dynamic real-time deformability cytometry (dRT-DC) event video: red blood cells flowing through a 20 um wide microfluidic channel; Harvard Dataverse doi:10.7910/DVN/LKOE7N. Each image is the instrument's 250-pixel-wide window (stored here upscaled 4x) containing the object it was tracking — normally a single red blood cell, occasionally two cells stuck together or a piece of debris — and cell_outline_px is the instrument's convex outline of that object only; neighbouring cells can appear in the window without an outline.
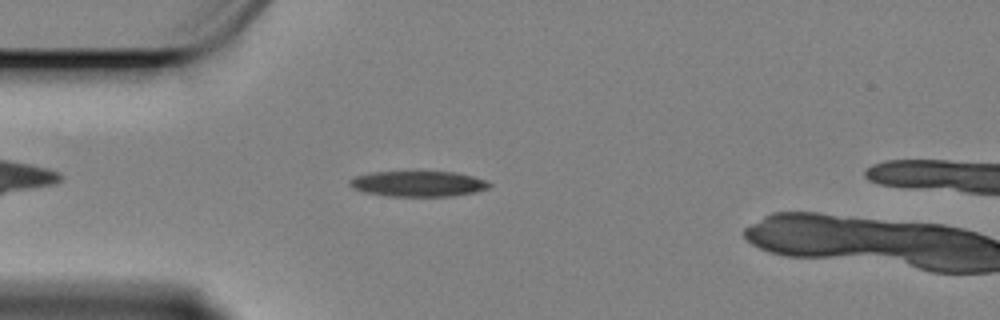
{"species": "Egyptian fruit bat (a non-hibernating species)", "species_latin": "Rousettus aegyptiacus", "temperature_condition": "cold", "stored_images_in_passage": 46, "camera_frame_rate_fps": 3000, "um_per_image_px": 0.085, "animal": {"sex": "female"}, "frame": {"image": 1, "passage_image": 7, "time_ms": 2.0, "image_size_px": [1000, 320], "cell_outline_px": [[492, 184], [488, 188], [476, 192], [452, 196], [388, 196], [364, 192], [352, 188], [348, 184], [348, 180], [356, 176], [372, 172], [456, 172], [488, 180]], "centroid_in_image_um": [35.55, 15.62], "position_along_channel_um": 49.4, "area_um2": 20.87}}
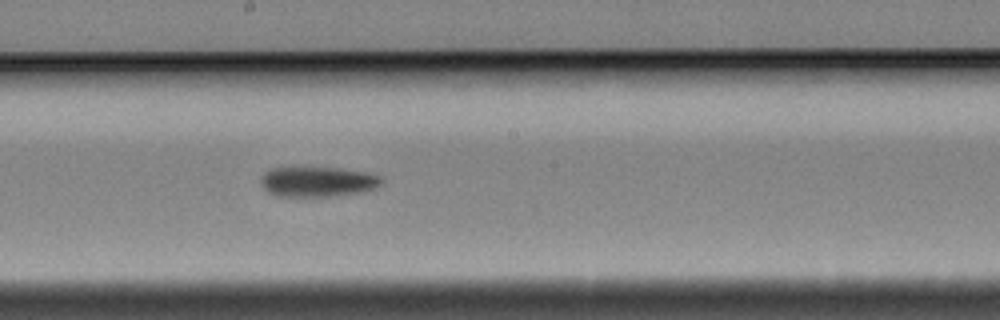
{"frame": {"image": 2, "passage_image": 23, "time_ms": 7.333, "image_size_px": [1000, 320], "cell_outline_px": [[384, 184], [376, 188], [364, 192], [336, 196], [276, 196], [268, 192], [260, 184], [260, 176], [264, 172], [272, 168], [340, 168], [368, 172], [380, 176], [384, 180]], "centroid_in_image_um": [27.05, 15.45], "position_along_channel_um": 221.2, "area_um2": 21.5}}
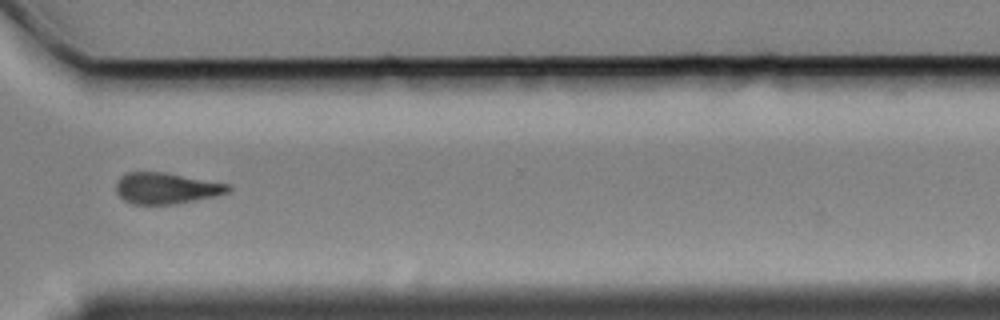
{"frame": {"image": 3, "passage_image": 35, "time_ms": 11.333, "image_size_px": [1000, 320], "cell_outline_px": [[232, 188], [228, 192], [212, 196], [172, 204], [132, 204], [124, 200], [116, 192], [116, 180], [120, 176], [128, 172], [164, 172], [228, 184]], "centroid_in_image_um": [14.06, 15.99], "position_along_channel_um": 356.5, "area_um2": 20.06}}